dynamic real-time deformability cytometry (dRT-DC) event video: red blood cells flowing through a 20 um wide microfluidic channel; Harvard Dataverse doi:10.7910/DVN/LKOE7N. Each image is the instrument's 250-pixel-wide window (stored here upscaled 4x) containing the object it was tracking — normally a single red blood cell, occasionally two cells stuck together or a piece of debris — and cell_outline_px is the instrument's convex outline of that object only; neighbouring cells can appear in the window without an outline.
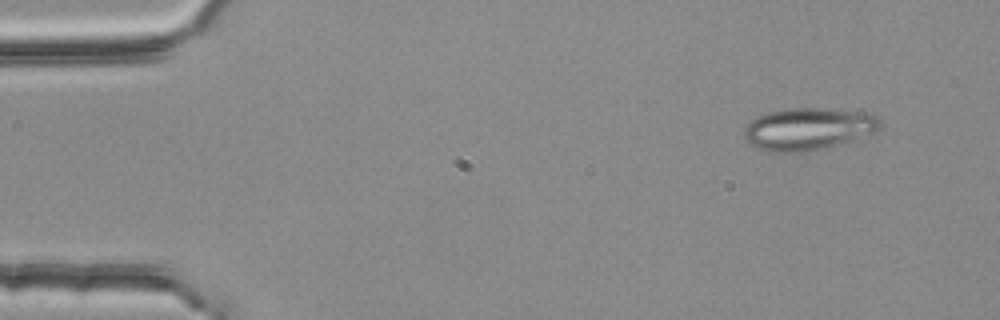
{"species": "common noctule bat (a hibernating species)", "species_latin": "Nyctalus noctula", "temperature_condition": "room temperature", "stored_images_in_passage": 4, "camera_frame_rate_fps": 3000, "um_per_image_px": 0.085, "animal": {"sex": "female", "body_mass_g": 25.1}, "frame": {"image": 1, "passage_image": 1, "time_ms": 0.0, "image_size_px": [1000, 320], "cell_outline_px": [[880, 128], [872, 132], [852, 140], [824, 148], [800, 152], [772, 152], [760, 148], [752, 144], [744, 136], [744, 128], [752, 120], [768, 112], [792, 108], [824, 108], [852, 112], [876, 116], [880, 120]], "centroid_in_image_um": [68.66, 10.96], "position_along_channel_um": 16.3, "area_um2": 32.54}}